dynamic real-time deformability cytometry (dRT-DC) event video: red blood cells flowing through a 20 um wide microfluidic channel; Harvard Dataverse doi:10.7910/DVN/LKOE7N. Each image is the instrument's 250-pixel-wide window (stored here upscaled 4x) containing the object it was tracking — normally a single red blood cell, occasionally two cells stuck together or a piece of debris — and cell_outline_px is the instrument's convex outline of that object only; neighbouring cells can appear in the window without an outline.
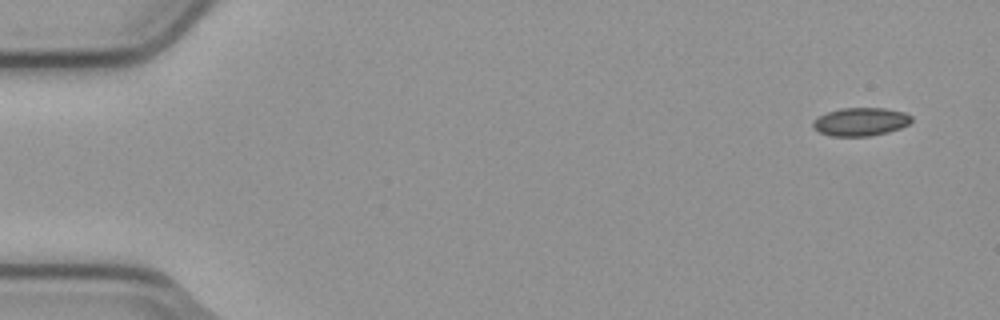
{"species": "common noctule bat (a hibernating species)", "species_latin": "Nyctalus noctula", "temperature_condition": "cold", "stored_images_in_passage": 6, "camera_frame_rate_fps": 3000, "um_per_image_px": 0.085, "animal": {"sex": "male", "body_mass_g": 23.1, "forearm_length_mm": 52.7}, "frame": {"image": 1, "passage_image": 1, "time_ms": 0.0, "image_size_px": [1000, 320], "cell_outline_px": [[912, 120], [908, 124], [900, 128], [888, 132], [868, 136], [832, 136], [820, 132], [812, 128], [812, 120], [828, 112], [840, 108], [884, 108], [904, 112], [912, 116]], "centroid_in_image_um": [73.14, 10.35], "position_along_channel_um": 11.9, "area_um2": 16.18}}
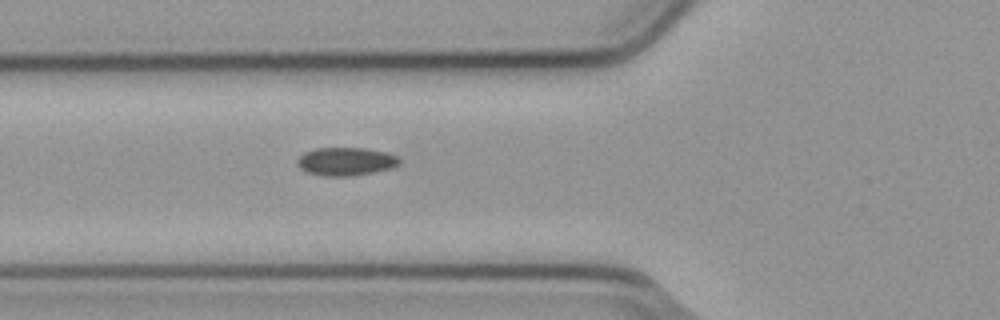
{"frame": {"image": 2, "passage_image": 6, "time_ms": 1.667, "image_size_px": [1000, 320], "cell_outline_px": [[400, 164], [392, 168], [352, 176], [324, 176], [308, 172], [300, 168], [296, 164], [296, 160], [304, 152], [316, 148], [364, 148], [388, 152], [396, 156], [400, 160]], "centroid_in_image_um": [29.39, 13.72], "position_along_channel_um": 96.4, "area_um2": 16.82}}